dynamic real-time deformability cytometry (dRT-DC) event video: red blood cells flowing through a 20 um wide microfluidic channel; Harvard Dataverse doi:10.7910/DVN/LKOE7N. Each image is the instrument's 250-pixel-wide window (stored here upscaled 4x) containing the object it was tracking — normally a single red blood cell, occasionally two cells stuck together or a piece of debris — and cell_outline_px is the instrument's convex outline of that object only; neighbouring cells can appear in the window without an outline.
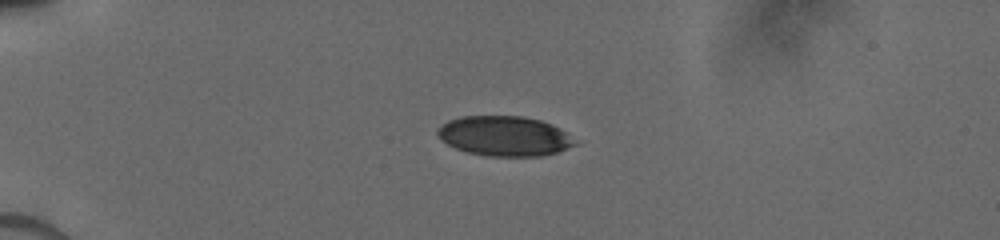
{"species": "human", "species_latin": "Homo sapiens", "temperature_condition": "cold", "stored_images_in_passage": 54, "camera_frame_rate_fps": 3000, "um_per_image_px": 0.085, "donor": {"sex": "male"}, "frame": {"image": 1, "passage_image": 1, "time_ms": 0.0, "image_size_px": [1000, 240], "cell_outline_px": [[576, 144], [556, 152], [540, 156], [488, 156], [468, 152], [456, 148], [440, 140], [436, 132], [448, 120], [460, 116], [524, 116], [540, 120], [552, 124], [568, 132]], "centroid_in_image_um": [42.87, 11.55], "position_along_channel_um": 42.1, "area_um2": 31.85}}
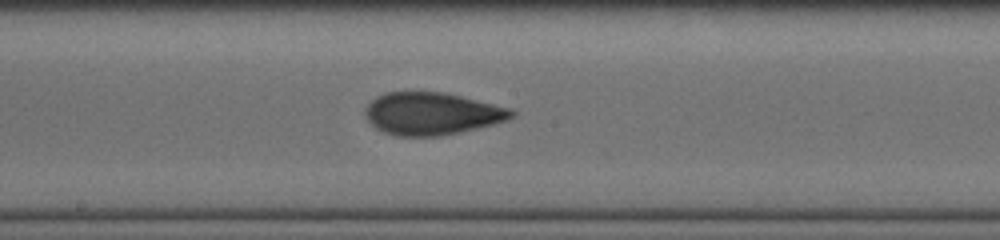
{"frame": {"image": 2, "passage_image": 23, "time_ms": 5.333, "image_size_px": [1000, 240], "cell_outline_px": [[516, 116], [492, 124], [460, 132], [440, 136], [396, 136], [384, 132], [376, 128], [364, 116], [364, 108], [376, 96], [384, 92], [444, 92], [512, 108], [516, 112]], "centroid_in_image_um": [36.69, 9.65], "position_along_channel_um": 211.5, "area_um2": 36.24}}
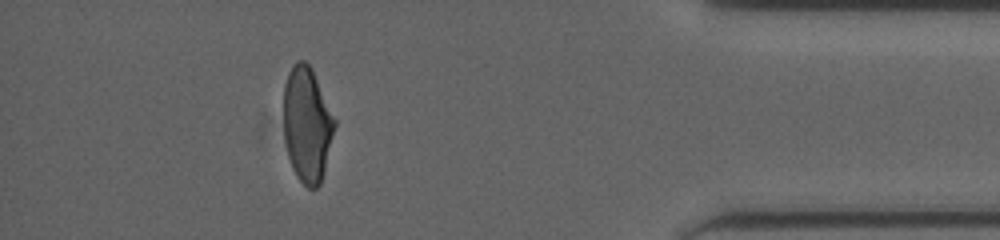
{"frame": {"image": 3, "passage_image": 46, "time_ms": 11.0, "image_size_px": [1000, 240], "cell_outline_px": [[336, 124], [324, 172], [320, 184], [316, 188], [308, 188], [296, 176], [292, 168], [288, 156], [284, 140], [284, 84], [288, 72], [292, 64], [296, 60], [304, 60], [312, 68], [336, 120]], "centroid_in_image_um": [26.09, 10.56], "position_along_channel_um": 409.1, "area_um2": 34.45}}